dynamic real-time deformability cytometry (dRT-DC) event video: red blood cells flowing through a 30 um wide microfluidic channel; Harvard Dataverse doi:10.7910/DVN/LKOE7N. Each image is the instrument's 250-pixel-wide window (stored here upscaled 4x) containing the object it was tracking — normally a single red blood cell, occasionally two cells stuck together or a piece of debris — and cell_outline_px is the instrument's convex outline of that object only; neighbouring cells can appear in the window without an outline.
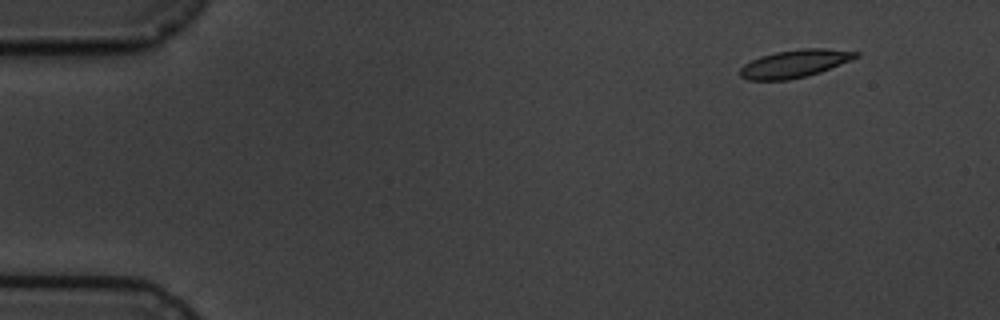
{"species": "common noctule bat (a hibernating species)", "species_latin": "Nyctalus noctula", "temperature_condition": "cold", "stored_images_in_passage": 7, "camera_frame_rate_fps": 3000, "um_per_image_px": 0.085, "animal": {"sex": "male", "body_mass_g": 19.5, "forearm_length_mm": 54.6}, "frame": {"image": 1, "passage_image": 2, "time_ms": 1.333, "image_size_px": [1000, 320], "cell_outline_px": [[860, 56], [820, 72], [808, 76], [788, 80], [748, 80], [740, 76], [740, 68], [744, 64], [760, 56], [776, 52], [800, 48], [824, 48], [860, 52]], "centroid_in_image_um": [67.54, 5.41], "position_along_channel_um": 17.5, "area_um2": 18.73}}
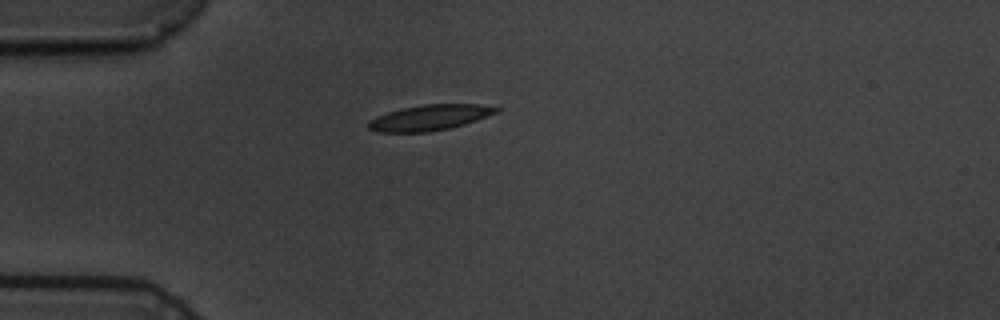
{"frame": {"image": 2, "passage_image": 5, "time_ms": 4.667, "image_size_px": [1000, 320], "cell_outline_px": [[500, 112], [464, 124], [448, 128], [428, 132], [380, 132], [368, 128], [368, 120], [376, 116], [388, 112], [404, 108], [424, 104], [480, 104], [500, 108]], "centroid_in_image_um": [36.54, 9.99], "position_along_channel_um": 48.5, "area_um2": 18.96}}
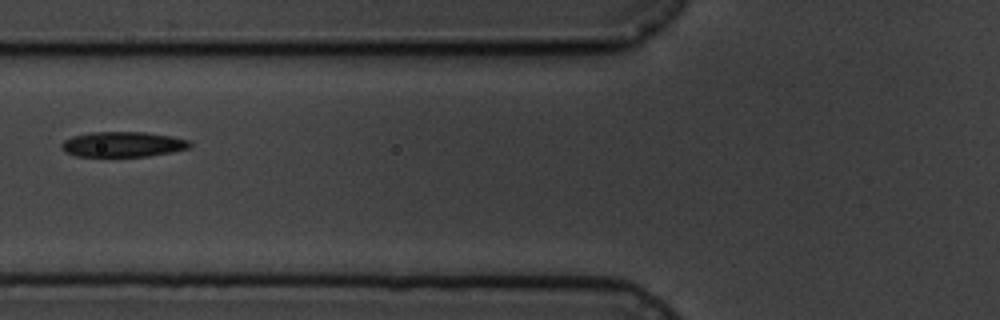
{"frame": {"image": 3, "passage_image": 7, "time_ms": 7.0, "image_size_px": [1000, 320], "cell_outline_px": [[192, 144], [188, 148], [172, 152], [148, 156], [76, 156], [64, 152], [60, 144], [64, 140], [72, 136], [92, 132], [144, 132], [172, 136], [188, 140]], "centroid_in_image_um": [10.42, 12.26], "position_along_channel_um": 115.4, "area_um2": 18.84}}